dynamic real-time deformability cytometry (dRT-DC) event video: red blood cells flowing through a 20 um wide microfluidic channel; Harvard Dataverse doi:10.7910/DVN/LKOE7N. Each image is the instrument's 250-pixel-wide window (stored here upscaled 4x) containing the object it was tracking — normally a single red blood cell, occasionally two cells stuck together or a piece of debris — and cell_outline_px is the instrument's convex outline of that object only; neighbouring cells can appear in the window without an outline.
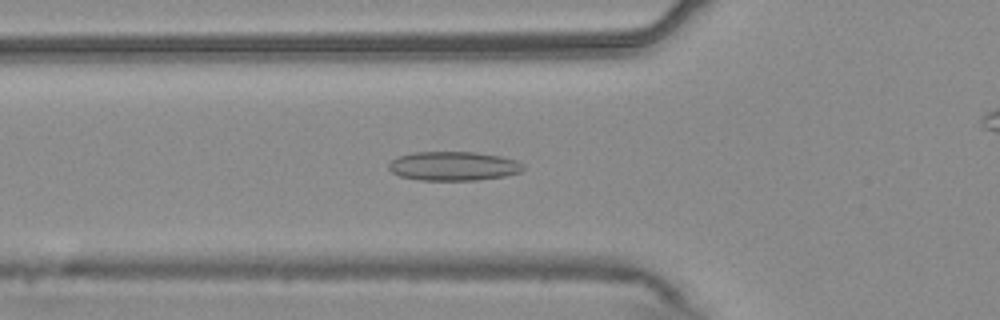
{"species": "common noctule bat (a hibernating species)", "species_latin": "Nyctalus noctula", "temperature_condition": "warm", "stored_images_in_passage": 56, "camera_frame_rate_fps": 3000, "um_per_image_px": 0.085, "animal": {"sex": "male", "body_mass_g": 20.4}, "frame": {"image": 1, "passage_image": 20, "time_ms": 6.333, "image_size_px": [1000, 320], "cell_outline_px": [[524, 168], [520, 172], [504, 176], [476, 180], [420, 180], [400, 176], [392, 172], [388, 168], [388, 164], [392, 160], [400, 156], [412, 152], [476, 152], [500, 156], [516, 160], [524, 164]], "centroid_in_image_um": [38.55, 14.11], "position_along_channel_um": 87.3, "area_um2": 22.77}}
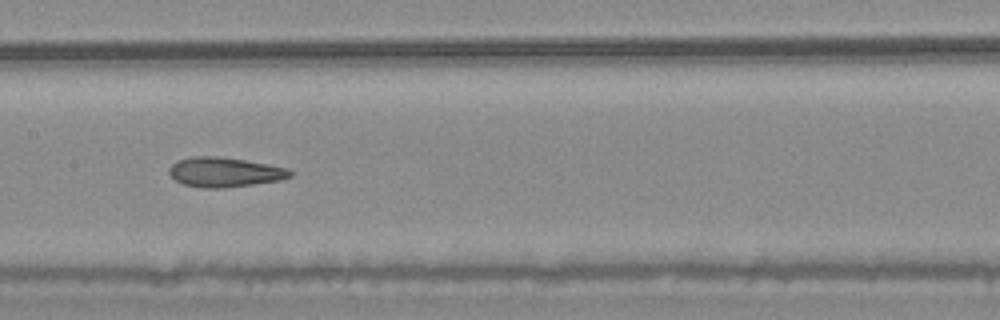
{"frame": {"image": 2, "passage_image": 28, "time_ms": 9.0, "image_size_px": [1000, 320], "cell_outline_px": [[292, 176], [280, 180], [224, 188], [204, 188], [184, 184], [176, 180], [168, 172], [168, 168], [176, 160], [192, 156], [216, 156], [244, 160], [268, 164], [288, 168], [292, 172]], "centroid_in_image_um": [19.07, 14.62], "position_along_channel_um": 188.3, "area_um2": 20.87}}
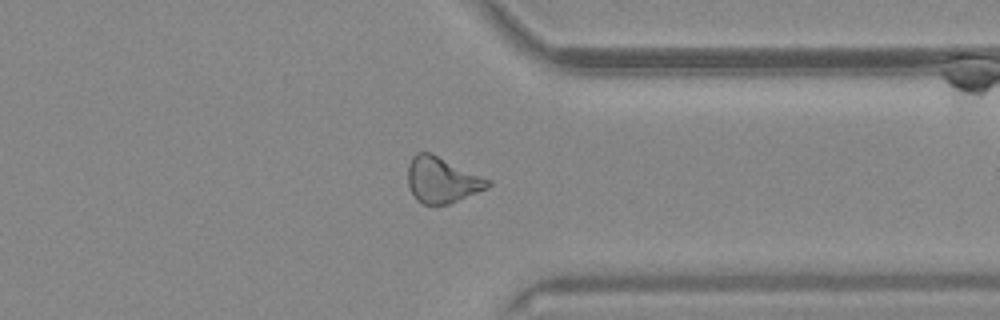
{"frame": {"image": 3, "passage_image": 43, "time_ms": 14.0, "image_size_px": [1000, 320], "cell_outline_px": [[492, 184], [488, 188], [448, 204], [424, 204], [416, 200], [408, 184], [408, 164], [412, 156], [416, 152], [432, 152], [492, 180]], "centroid_in_image_um": [37.58, 15.27], "position_along_channel_um": 373.8, "area_um2": 21.56}, "authors_computed_cell_mechanics": {"area_um2": 21.8484, "velocity_mm_per_s": 3.7645, "shape_relaxation_time_tau1_ms": null, "shape_relaxation_time_tau2_ms": 3.6308, "deformation_change_tau1": null, "deformation_change_tau2": 0.1247}}